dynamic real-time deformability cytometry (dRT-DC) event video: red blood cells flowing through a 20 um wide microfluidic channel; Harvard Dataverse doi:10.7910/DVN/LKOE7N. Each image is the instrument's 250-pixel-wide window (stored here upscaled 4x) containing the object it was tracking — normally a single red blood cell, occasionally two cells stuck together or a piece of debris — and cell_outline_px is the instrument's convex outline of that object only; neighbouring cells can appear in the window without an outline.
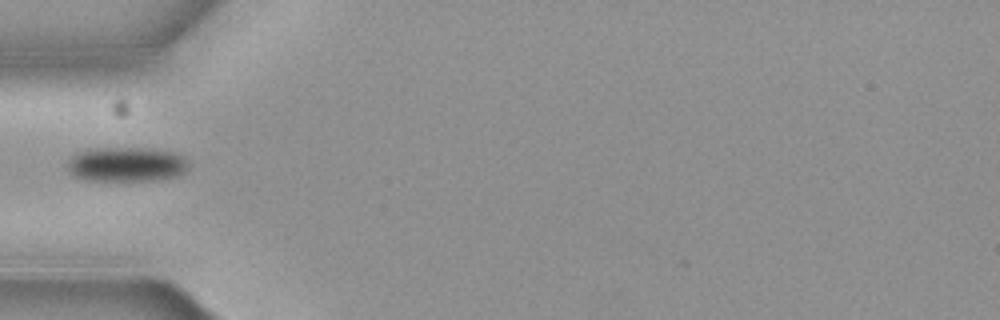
{"species": "common noctule bat (a hibernating species)", "species_latin": "Nyctalus noctula", "temperature_condition": "cold", "stored_images_in_passage": 4, "camera_frame_rate_fps": 3000, "um_per_image_px": 0.085, "animal": {"sex": "female", "body_mass_g": 19.3, "forearm_length_mm": 54.1}, "frame": {"image": 1, "passage_image": 4, "time_ms": 1.0, "image_size_px": [1000, 320], "cell_outline_px": [[188, 168], [184, 172], [176, 176], [152, 180], [88, 180], [76, 176], [68, 172], [68, 160], [72, 156], [80, 152], [92, 148], [148, 148], [176, 152], [184, 156], [188, 164]], "centroid_in_image_um": [10.77, 13.95], "position_along_channel_um": 74.2, "area_um2": 24.33}}